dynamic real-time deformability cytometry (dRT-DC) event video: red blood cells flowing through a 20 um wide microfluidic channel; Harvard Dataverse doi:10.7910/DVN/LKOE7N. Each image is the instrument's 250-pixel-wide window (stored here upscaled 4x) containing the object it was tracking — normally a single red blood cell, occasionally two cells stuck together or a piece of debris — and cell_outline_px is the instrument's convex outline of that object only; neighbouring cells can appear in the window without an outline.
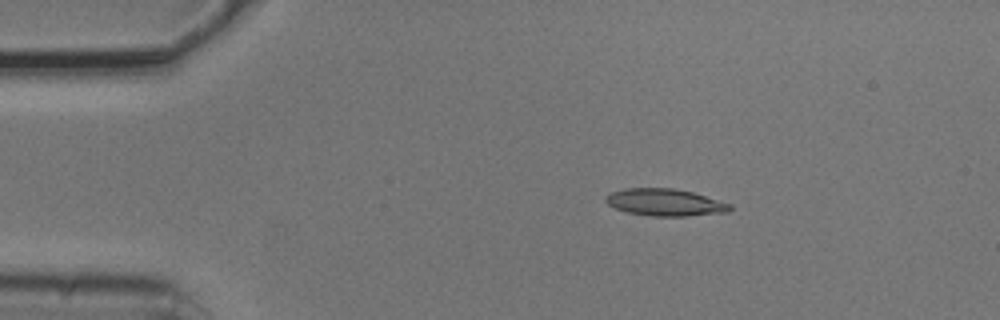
{"species": "common noctule bat (a hibernating species)", "species_latin": "Nyctalus noctula", "temperature_condition": "cold", "stored_images_in_passage": 6, "camera_frame_rate_fps": 3000, "um_per_image_px": 0.085, "animal": {"sex": "male", "body_mass_g": 20.5, "forearm_length_mm": 52.5}, "frame": {"image": 1, "passage_image": 3, "time_ms": 0.667, "image_size_px": [1000, 320], "cell_outline_px": [[732, 208], [728, 212], [688, 216], [652, 216], [628, 212], [616, 208], [608, 204], [604, 200], [604, 196], [612, 192], [624, 188], [672, 188], [692, 192], [732, 204]], "centroid_in_image_um": [56.53, 17.2], "position_along_channel_um": 28.5, "area_um2": 19.59}}
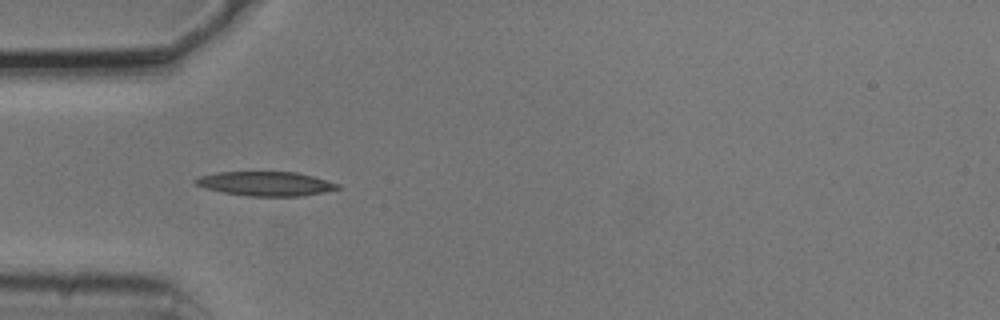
{"frame": {"image": 2, "passage_image": 5, "time_ms": 1.333, "image_size_px": [1000, 320], "cell_outline_px": [[340, 188], [324, 192], [300, 196], [248, 196], [224, 192], [204, 188], [196, 184], [192, 180], [200, 176], [216, 172], [296, 172], [312, 176], [340, 184]], "centroid_in_image_um": [22.57, 15.61], "position_along_channel_um": 62.4, "area_um2": 20.0}}
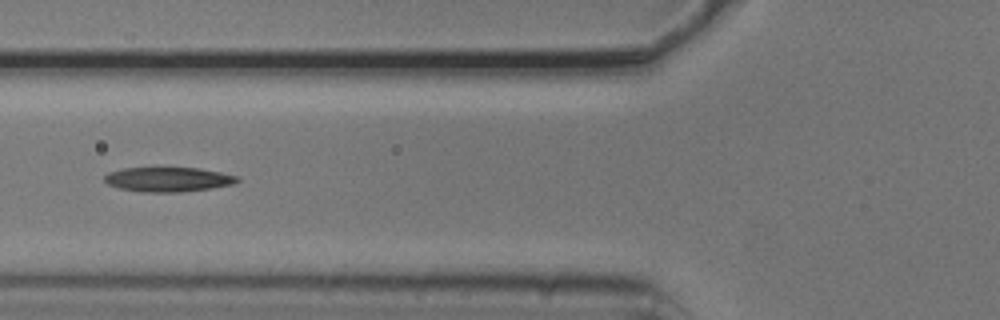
{"frame": {"image": 3, "passage_image": 6, "time_ms": 1.667, "image_size_px": [1000, 320], "cell_outline_px": [[240, 180], [236, 184], [212, 188], [180, 192], [140, 192], [120, 188], [108, 184], [104, 180], [104, 176], [108, 172], [124, 168], [200, 168], [240, 176]], "centroid_in_image_um": [14.34, 15.25], "position_along_channel_um": 111.5, "area_um2": 19.13}}